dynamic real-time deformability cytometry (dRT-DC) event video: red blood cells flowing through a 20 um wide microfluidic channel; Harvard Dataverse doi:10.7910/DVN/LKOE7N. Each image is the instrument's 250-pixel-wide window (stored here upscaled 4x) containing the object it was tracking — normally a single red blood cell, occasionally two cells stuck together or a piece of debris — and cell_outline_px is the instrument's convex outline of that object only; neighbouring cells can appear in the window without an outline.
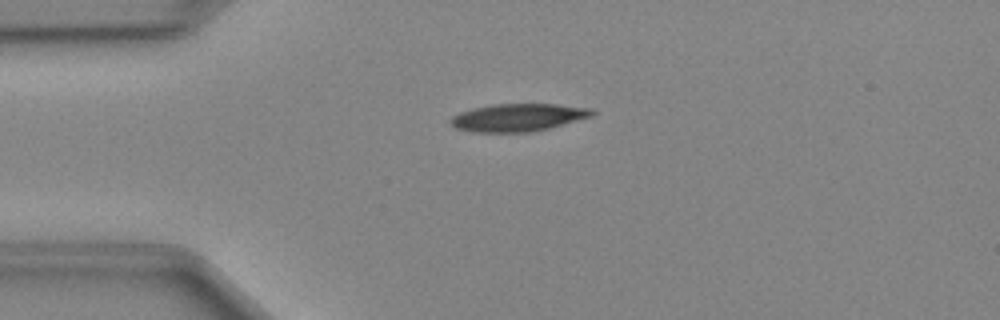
{"species": "Egyptian fruit bat (a non-hibernating species)", "species_latin": "Rousettus aegyptiacus", "temperature_condition": "cold", "stored_images_in_passage": 38, "camera_frame_rate_fps": 3000, "um_per_image_px": 0.085, "animal": {"sex": "female"}, "frame": {"image": 1, "passage_image": 1, "time_ms": 0.0, "image_size_px": [1000, 320], "cell_outline_px": [[596, 112], [592, 116], [548, 128], [528, 132], [472, 132], [456, 128], [448, 124], [448, 120], [452, 116], [460, 112], [472, 108], [492, 104], [556, 104], [592, 108]], "centroid_in_image_um": [43.98, 9.98], "position_along_channel_um": 41.0, "area_um2": 22.89}}
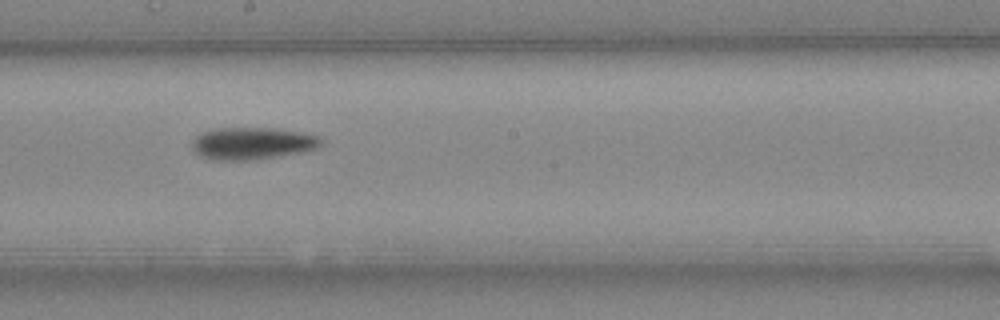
{"frame": {"image": 2, "passage_image": 16, "time_ms": 5.0, "image_size_px": [1000, 320], "cell_outline_px": [[324, 140], [316, 148], [304, 152], [248, 160], [216, 160], [200, 156], [192, 148], [192, 140], [200, 132], [216, 128], [272, 128], [300, 132], [320, 136]], "centroid_in_image_um": [21.43, 12.18], "position_along_channel_um": 226.8, "area_um2": 24.16}}
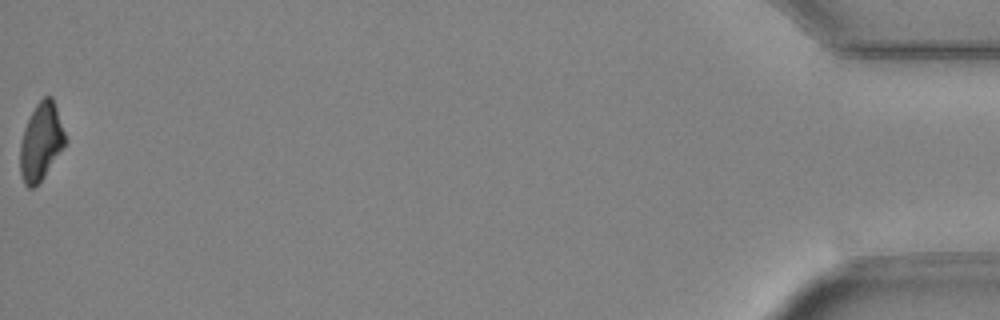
{"frame": {"image": 3, "passage_image": 38, "time_ms": 12.333, "image_size_px": [1000, 320], "cell_outline_px": [[68, 140], [64, 148], [44, 176], [32, 188], [28, 188], [24, 184], [20, 172], [20, 144], [24, 128], [36, 104], [44, 96], [52, 96]], "centroid_in_image_um": [3.5, 12.04], "position_along_channel_um": 431.7, "area_um2": 20.35}}